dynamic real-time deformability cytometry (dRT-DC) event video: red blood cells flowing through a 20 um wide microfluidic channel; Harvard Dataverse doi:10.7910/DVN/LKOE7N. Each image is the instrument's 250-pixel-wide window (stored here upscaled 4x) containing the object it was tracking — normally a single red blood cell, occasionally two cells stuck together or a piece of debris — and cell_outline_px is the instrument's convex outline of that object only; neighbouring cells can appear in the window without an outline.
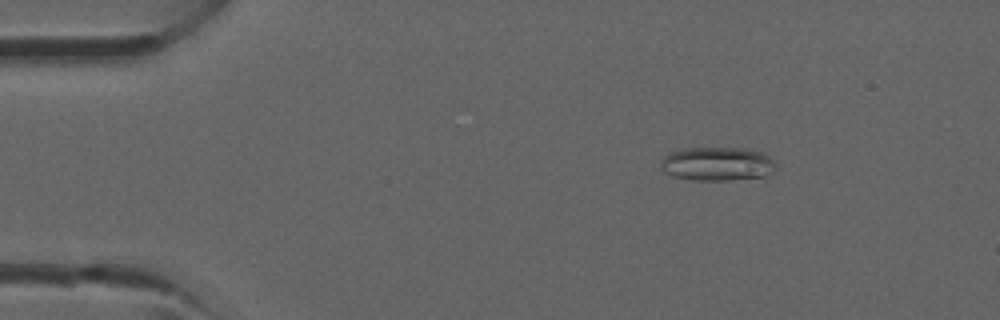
{"species": "common noctule bat (a hibernating species)", "species_latin": "Nyctalus noctula", "temperature_condition": "room temperature", "stored_images_in_passage": 9, "camera_frame_rate_fps": 3000, "um_per_image_px": 0.085, "animal": {"sex": "male", "forearm_length_mm": 52.5}, "frame": {"image": 1, "passage_image": 4, "time_ms": 1.0, "image_size_px": [1000, 320], "cell_outline_px": [[776, 164], [772, 172], [764, 176], [732, 180], [696, 180], [676, 176], [664, 172], [660, 168], [660, 164], [664, 156], [668, 152], [688, 148], [748, 148], [764, 152]], "centroid_in_image_um": [60.97, 13.92], "position_along_channel_um": 24.0, "area_um2": 22.66}}